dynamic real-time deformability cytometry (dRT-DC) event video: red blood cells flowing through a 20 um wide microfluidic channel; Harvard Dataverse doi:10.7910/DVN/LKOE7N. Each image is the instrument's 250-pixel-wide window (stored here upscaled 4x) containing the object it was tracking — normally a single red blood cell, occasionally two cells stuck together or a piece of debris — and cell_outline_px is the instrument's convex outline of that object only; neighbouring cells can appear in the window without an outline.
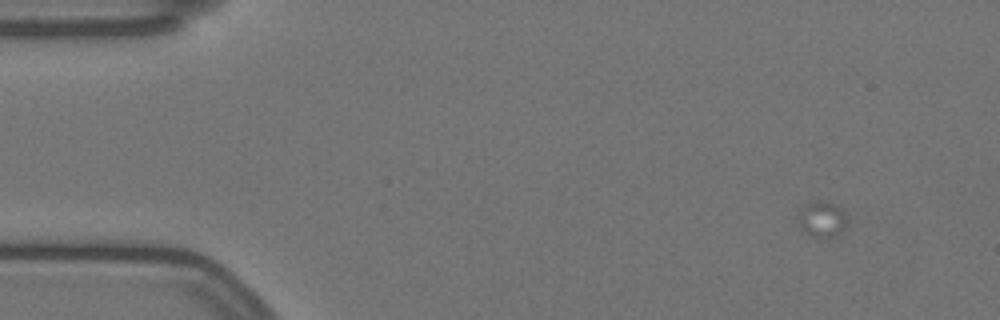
{"species": "Egyptian fruit bat (a non-hibernating species)", "species_latin": "Rousettus aegyptiacus", "temperature_condition": "warm", "stored_images_in_passage": 13, "camera_frame_rate_fps": 3000, "um_per_image_px": 0.085, "animal": {"sex": "female"}, "frame": {"image": 1, "passage_image": 3, "time_ms": 0.667, "image_size_px": [1000, 320], "cell_outline_px": [[848, 216], [844, 228], [840, 232], [816, 240], [800, 228], [800, 212], [808, 204], [816, 200], [820, 200], [836, 204]], "centroid_in_image_um": [69.9, 18.64], "position_along_channel_um": 15.1, "area_um2": 10.0}}